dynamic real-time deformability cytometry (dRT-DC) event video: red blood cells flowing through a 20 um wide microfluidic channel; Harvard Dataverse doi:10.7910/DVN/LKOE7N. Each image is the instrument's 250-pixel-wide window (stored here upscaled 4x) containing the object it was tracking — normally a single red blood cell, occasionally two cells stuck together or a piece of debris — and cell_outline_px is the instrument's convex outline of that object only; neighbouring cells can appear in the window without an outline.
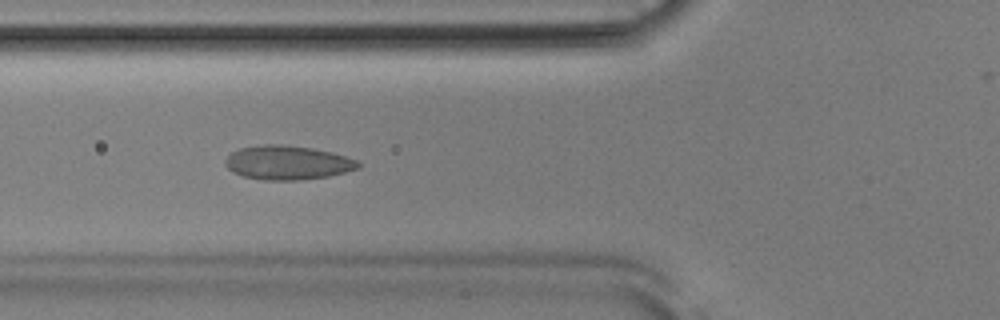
{"species": "Egyptian fruit bat (a non-hibernating species)", "species_latin": "Rousettus aegyptiacus", "temperature_condition": "room temperature", "stored_images_in_passage": 41, "camera_frame_rate_fps": 3000, "um_per_image_px": 0.085, "animal": {"sex": "male"}, "frame": {"image": 1, "passage_image": 11, "time_ms": 3.333, "image_size_px": [1000, 320], "cell_outline_px": [[360, 168], [328, 176], [300, 180], [264, 180], [244, 176], [232, 172], [224, 164], [224, 160], [232, 152], [240, 148], [260, 144], [284, 144], [312, 148], [332, 152], [360, 160]], "centroid_in_image_um": [24.45, 13.81], "position_along_channel_um": 101.3, "area_um2": 26.59}}
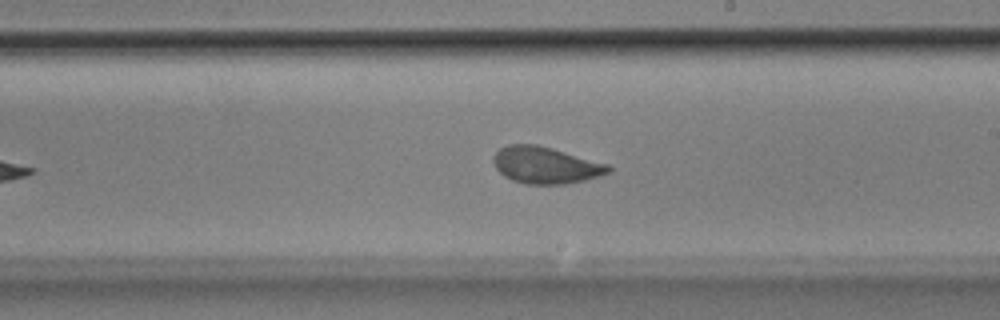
{"frame": {"image": 2, "passage_image": 22, "time_ms": 7.0, "image_size_px": [1000, 320], "cell_outline_px": [[612, 172], [600, 176], [584, 180], [564, 184], [524, 184], [512, 180], [504, 176], [496, 168], [492, 160], [492, 156], [500, 148], [508, 144], [536, 144], [552, 148], [608, 164], [612, 168]], "centroid_in_image_um": [46.37, 14.04], "position_along_channel_um": 242.6, "area_um2": 24.74}}
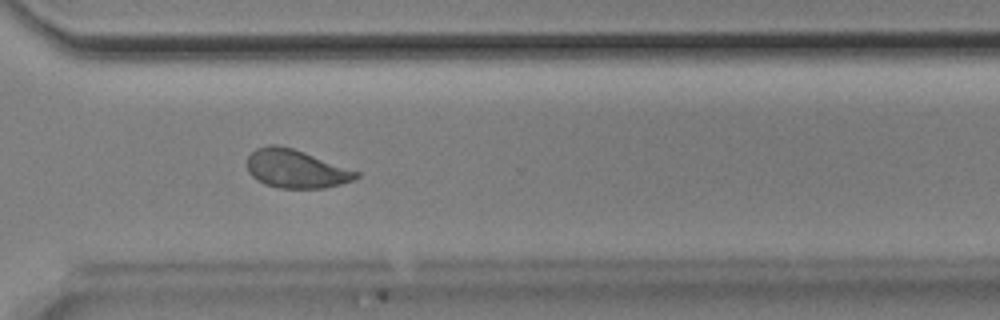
{"frame": {"image": 3, "passage_image": 30, "time_ms": 9.667, "image_size_px": [1000, 320], "cell_outline_px": [[360, 176], [352, 180], [340, 184], [324, 188], [280, 188], [264, 184], [252, 176], [248, 172], [248, 156], [256, 148], [268, 144], [280, 144], [304, 152], [360, 172]], "centroid_in_image_um": [25.14, 14.34], "position_along_channel_um": 345.5, "area_um2": 24.33}, "authors_computed_cell_mechanics": {"area_um2": 24.3338, "velocity_mm_per_s": 3.8456, "shape_relaxation_time_tau1_ms": 4.5236, "shape_relaxation_time_tau2_ms": 1.1083, "deformation_change_tau1": 0.121, "deformation_change_tau2": 0.0681}}